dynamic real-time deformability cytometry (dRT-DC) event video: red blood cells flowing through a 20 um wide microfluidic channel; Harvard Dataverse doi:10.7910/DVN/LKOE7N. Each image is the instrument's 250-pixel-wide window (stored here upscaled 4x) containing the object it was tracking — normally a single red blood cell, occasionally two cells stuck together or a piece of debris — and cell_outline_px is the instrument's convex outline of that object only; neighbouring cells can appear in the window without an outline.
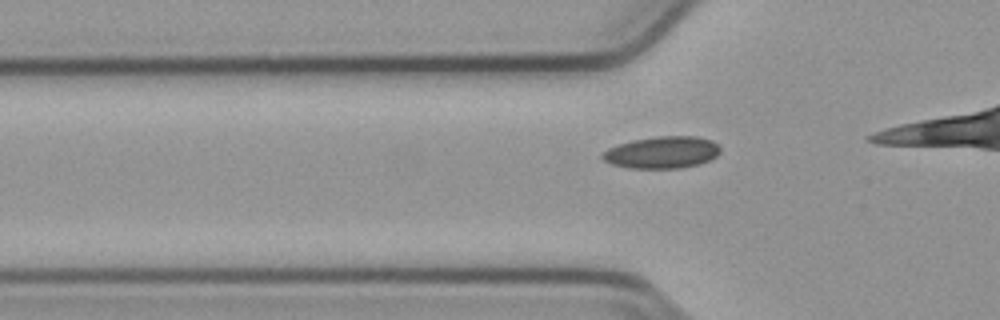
{"species": "common noctule bat (a hibernating species)", "species_latin": "Nyctalus noctula", "temperature_condition": "cold", "stored_images_in_passage": 14, "camera_frame_rate_fps": 3000, "um_per_image_px": 0.085, "animal": {"sex": "male", "body_mass_g": 23.1, "forearm_length_mm": 52.7}, "frame": {"image": 1, "passage_image": 5, "time_ms": 1.333, "image_size_px": [1000, 320], "cell_outline_px": [[720, 152], [712, 160], [700, 164], [680, 168], [628, 168], [612, 164], [604, 160], [600, 156], [608, 148], [632, 140], [656, 136], [696, 136], [712, 140], [720, 148]], "centroid_in_image_um": [56.3, 12.95], "position_along_channel_um": 69.5, "area_um2": 22.02}}
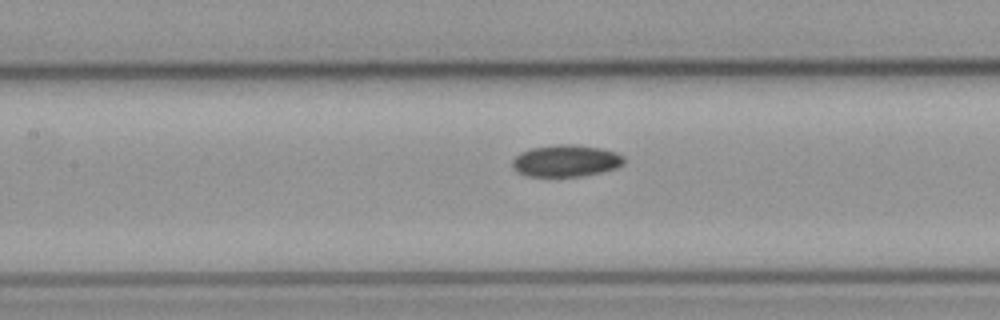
{"frame": {"image": 2, "passage_image": 12, "time_ms": 3.667, "image_size_px": [1000, 320], "cell_outline_px": [[624, 164], [616, 168], [600, 172], [580, 176], [524, 176], [516, 172], [512, 168], [512, 160], [520, 152], [532, 148], [556, 144], [572, 144], [600, 148], [616, 152], [624, 156]], "centroid_in_image_um": [48.07, 13.67], "position_along_channel_um": 159.3, "area_um2": 20.81}}